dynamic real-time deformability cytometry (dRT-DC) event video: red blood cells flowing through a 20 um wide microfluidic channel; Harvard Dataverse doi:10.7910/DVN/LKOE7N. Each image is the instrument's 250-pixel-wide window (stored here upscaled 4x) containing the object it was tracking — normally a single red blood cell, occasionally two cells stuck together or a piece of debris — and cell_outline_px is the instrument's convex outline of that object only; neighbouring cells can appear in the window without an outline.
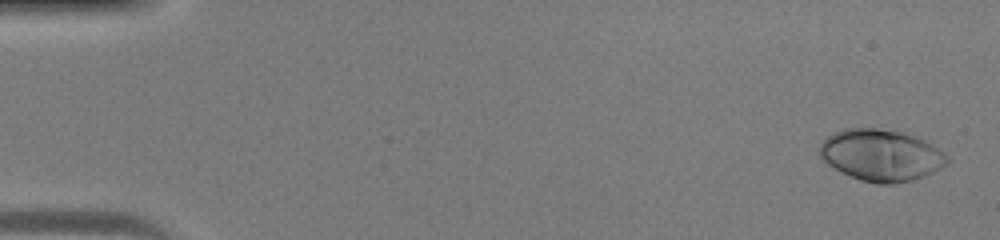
{"species": "human", "species_latin": "Homo sapiens", "temperature_condition": "warm", "stored_images_in_passage": 46, "camera_frame_rate_fps": 3000, "um_per_image_px": 0.085, "donor": {"sex": "male"}, "frame": {"image": 1, "passage_image": 2, "time_ms": 0.333, "image_size_px": [1000, 240], "cell_outline_px": [[948, 160], [940, 168], [924, 176], [912, 180], [892, 184], [876, 184], [860, 180], [828, 164], [820, 156], [820, 144], [828, 136], [844, 128], [876, 128], [916, 136], [932, 144], [944, 152], [948, 156]], "centroid_in_image_um": [74.9, 13.19], "position_along_channel_um": 10.1, "area_um2": 37.86}}
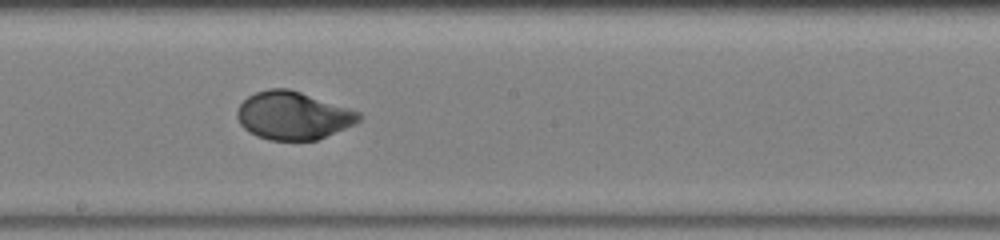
{"frame": {"image": 2, "passage_image": 26, "time_ms": 8.333, "image_size_px": [1000, 240], "cell_outline_px": [[364, 116], [356, 124], [316, 140], [268, 140], [256, 136], [248, 132], [240, 124], [236, 116], [236, 112], [240, 104], [248, 96], [256, 92], [268, 88], [288, 88], [360, 112]], "centroid_in_image_um": [24.9, 9.83], "position_along_channel_um": 223.3, "area_um2": 34.04}}
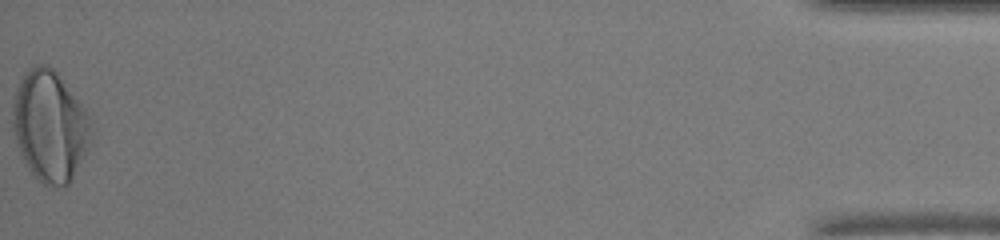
{"frame": {"image": 3, "passage_image": 46, "time_ms": 15.0, "image_size_px": [1000, 240], "cell_outline_px": [[92, 120], [88, 148], [72, 180], [64, 188], [48, 188], [40, 184], [28, 168], [20, 152], [12, 128], [12, 96], [24, 72], [28, 68], [36, 64], [48, 64], [60, 76]], "centroid_in_image_um": [4.21, 10.75], "position_along_channel_um": 431.0, "area_um2": 51.15}}